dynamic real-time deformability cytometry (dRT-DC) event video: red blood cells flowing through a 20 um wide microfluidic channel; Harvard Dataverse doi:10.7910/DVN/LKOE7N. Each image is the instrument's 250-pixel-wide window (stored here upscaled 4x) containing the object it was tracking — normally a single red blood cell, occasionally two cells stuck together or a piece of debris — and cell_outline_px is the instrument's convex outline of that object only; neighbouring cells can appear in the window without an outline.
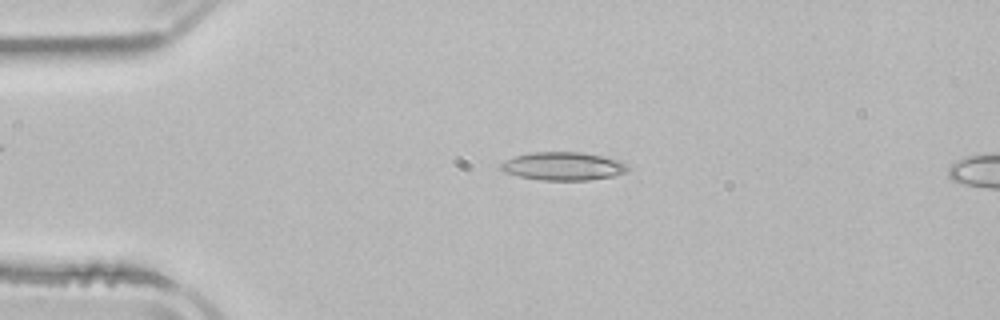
{"species": "common noctule bat (a hibernating species)", "species_latin": "Nyctalus noctula", "temperature_condition": "room temperature", "stored_images_in_passage": 4, "camera_frame_rate_fps": 3000, "um_per_image_px": 0.085, "animal": {"sex": "male", "body_mass_g": 21.5, "forearm_length_mm": 52.0}, "frame": {"image": 1, "passage_image": 3, "time_ms": 3.0, "image_size_px": [1000, 320], "cell_outline_px": [[628, 168], [624, 172], [612, 176], [588, 180], [540, 180], [520, 176], [504, 172], [500, 168], [500, 164], [504, 160], [516, 156], [532, 152], [580, 152], [620, 160], [628, 164]], "centroid_in_image_um": [47.85, 14.12], "position_along_channel_um": 37.2, "area_um2": 20.69}}